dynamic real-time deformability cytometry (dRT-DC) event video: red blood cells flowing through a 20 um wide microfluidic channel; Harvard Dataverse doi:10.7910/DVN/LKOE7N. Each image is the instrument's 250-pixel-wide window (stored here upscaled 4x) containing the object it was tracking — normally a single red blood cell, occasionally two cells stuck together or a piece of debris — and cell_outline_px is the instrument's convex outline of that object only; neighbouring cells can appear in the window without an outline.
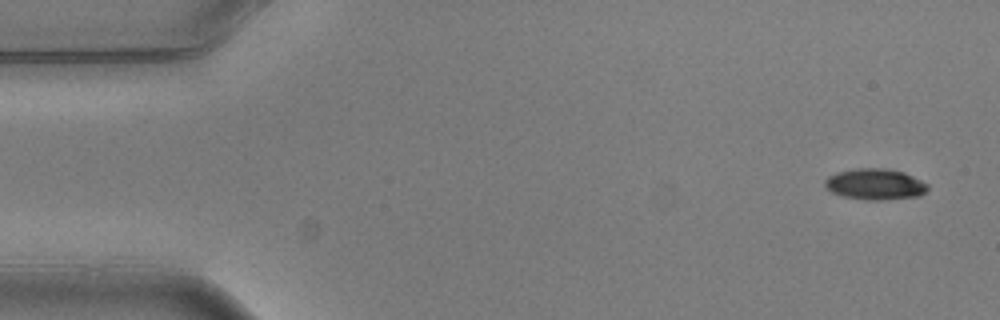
{"species": "common noctule bat (a hibernating species)", "species_latin": "Nyctalus noctula", "temperature_condition": "warm", "stored_images_in_passage": 2, "camera_frame_rate_fps": 3000, "um_per_image_px": 0.085, "animal": {"sex": "male", "body_mass_g": 20.5, "forearm_length_mm": 52.5}, "frame": {"image": 1, "passage_image": 2, "time_ms": 0.333, "image_size_px": [1000, 320], "cell_outline_px": [[928, 188], [920, 196], [884, 200], [868, 200], [844, 196], [832, 192], [824, 184], [824, 180], [828, 176], [836, 172], [856, 168], [884, 168], [904, 172], [928, 184]], "centroid_in_image_um": [74.38, 15.65], "position_along_channel_um": 10.6, "area_um2": 18.55}}